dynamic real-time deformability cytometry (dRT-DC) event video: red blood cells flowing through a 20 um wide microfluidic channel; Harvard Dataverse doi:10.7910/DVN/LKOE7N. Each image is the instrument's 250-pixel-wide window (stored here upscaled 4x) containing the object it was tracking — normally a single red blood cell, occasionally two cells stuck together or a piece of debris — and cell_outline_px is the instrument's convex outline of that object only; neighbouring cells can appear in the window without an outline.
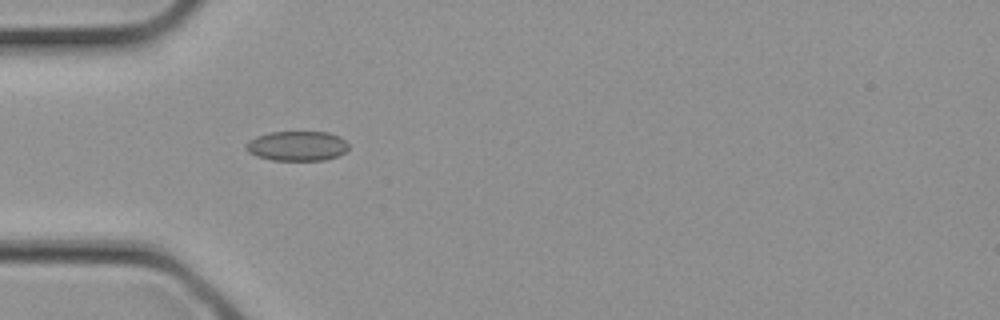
{"species": "common noctule bat (a hibernating species)", "species_latin": "Nyctalus noctula", "temperature_condition": "cold", "stored_images_in_passage": 1, "camera_frame_rate_fps": 3000, "um_per_image_px": 0.085, "animal": {"sex": "female", "body_mass_g": 21.9}, "frame": {"image": 1, "passage_image": 1, "time_ms": 0.0, "image_size_px": [1000, 320], "cell_outline_px": [[348, 148], [344, 152], [336, 156], [324, 160], [272, 160], [256, 156], [248, 152], [244, 148], [244, 144], [248, 140], [256, 136], [272, 132], [328, 132], [340, 136], [348, 144]], "centroid_in_image_um": [25.21, 12.4], "position_along_channel_um": 59.8, "area_um2": 17.86}}